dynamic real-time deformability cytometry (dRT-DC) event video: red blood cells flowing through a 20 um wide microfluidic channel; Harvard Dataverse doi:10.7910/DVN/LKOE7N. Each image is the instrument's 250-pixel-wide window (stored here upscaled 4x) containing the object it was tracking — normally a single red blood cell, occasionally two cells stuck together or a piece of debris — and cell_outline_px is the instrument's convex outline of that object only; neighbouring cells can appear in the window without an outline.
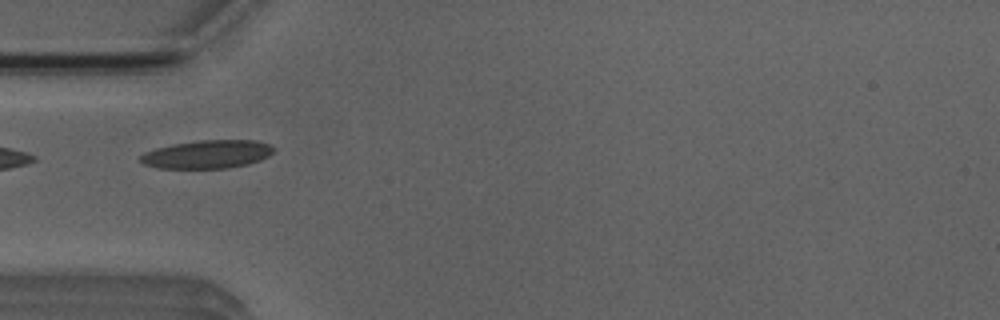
{"species": "Egyptian fruit bat (a non-hibernating species)", "species_latin": "Rousettus aegyptiacus", "temperature_condition": "room temperature", "stored_images_in_passage": 2, "camera_frame_rate_fps": 3000, "um_per_image_px": 0.085, "animal": {"sex": "male"}, "frame": {"image": 1, "passage_image": 1, "time_ms": 0.0, "image_size_px": [1000, 320], "cell_outline_px": [[276, 148], [268, 156], [260, 160], [248, 164], [228, 168], [156, 168], [144, 164], [140, 160], [140, 156], [144, 152], [156, 148], [172, 144], [200, 140], [256, 140], [272, 144]], "centroid_in_image_um": [17.64, 13.11], "position_along_channel_um": 67.4, "area_um2": 22.08}}